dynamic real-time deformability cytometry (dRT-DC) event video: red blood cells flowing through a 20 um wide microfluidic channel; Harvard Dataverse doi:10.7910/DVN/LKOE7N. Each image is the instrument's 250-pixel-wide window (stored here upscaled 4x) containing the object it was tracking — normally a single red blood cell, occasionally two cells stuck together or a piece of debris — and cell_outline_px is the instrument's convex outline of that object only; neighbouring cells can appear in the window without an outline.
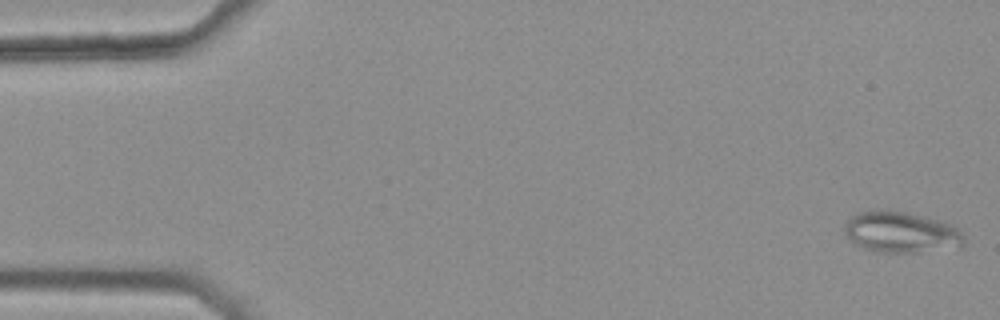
{"species": "common noctule bat (a hibernating species)", "species_latin": "Nyctalus noctula", "temperature_condition": "warm", "stored_images_in_passage": 45, "camera_frame_rate_fps": 3000, "um_per_image_px": 0.085, "animal": {"sex": "female", "body_mass_g": 25.1}, "frame": {"image": 1, "passage_image": 1, "time_ms": 0.0, "image_size_px": [1000, 320], "cell_outline_px": [[964, 248], [916, 252], [880, 252], [864, 248], [856, 244], [844, 232], [844, 224], [852, 216], [860, 212], [888, 208], [924, 216], [948, 224], [956, 228], [964, 236]], "centroid_in_image_um": [76.61, 19.74], "position_along_channel_um": 8.4, "area_um2": 28.67}}
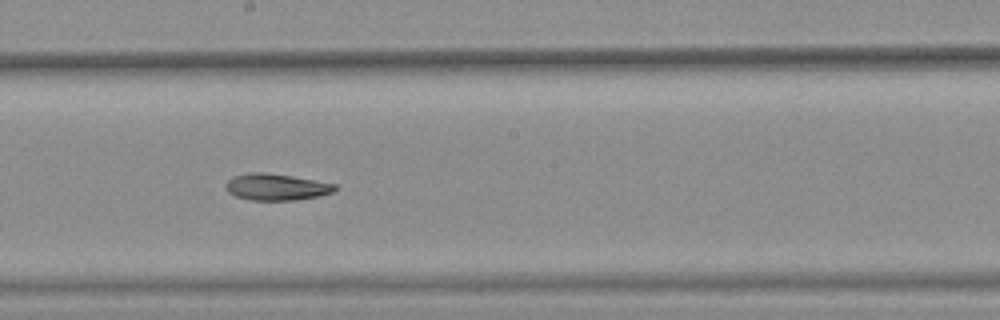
{"frame": {"image": 2, "passage_image": 29, "time_ms": 9.333, "image_size_px": [1000, 320], "cell_outline_px": [[336, 188], [332, 192], [316, 196], [292, 200], [252, 200], [236, 196], [228, 192], [228, 180], [232, 176], [248, 172], [264, 172], [316, 180], [336, 184]], "centroid_in_image_um": [23.47, 15.88], "position_along_channel_um": 224.7, "area_um2": 16.59}}
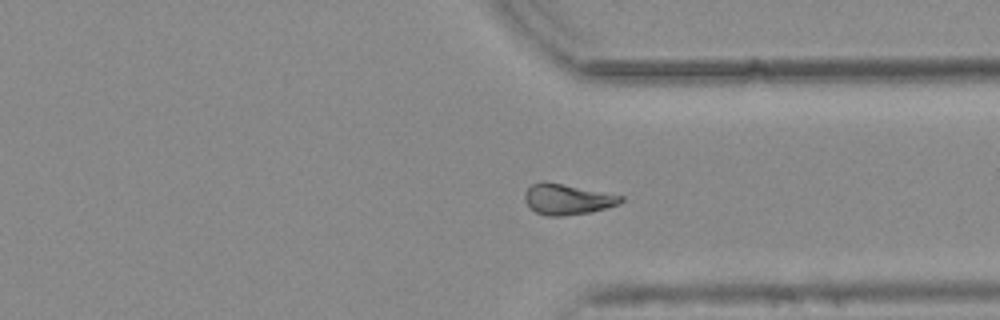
{"frame": {"image": 3, "passage_image": 40, "time_ms": 13.0, "image_size_px": [1000, 320], "cell_outline_px": [[624, 200], [620, 204], [588, 212], [564, 216], [548, 216], [536, 212], [524, 200], [524, 192], [532, 184], [540, 180], [544, 180], [624, 196]], "centroid_in_image_um": [48.2, 16.92], "position_along_channel_um": 363.2, "area_um2": 17.17}}